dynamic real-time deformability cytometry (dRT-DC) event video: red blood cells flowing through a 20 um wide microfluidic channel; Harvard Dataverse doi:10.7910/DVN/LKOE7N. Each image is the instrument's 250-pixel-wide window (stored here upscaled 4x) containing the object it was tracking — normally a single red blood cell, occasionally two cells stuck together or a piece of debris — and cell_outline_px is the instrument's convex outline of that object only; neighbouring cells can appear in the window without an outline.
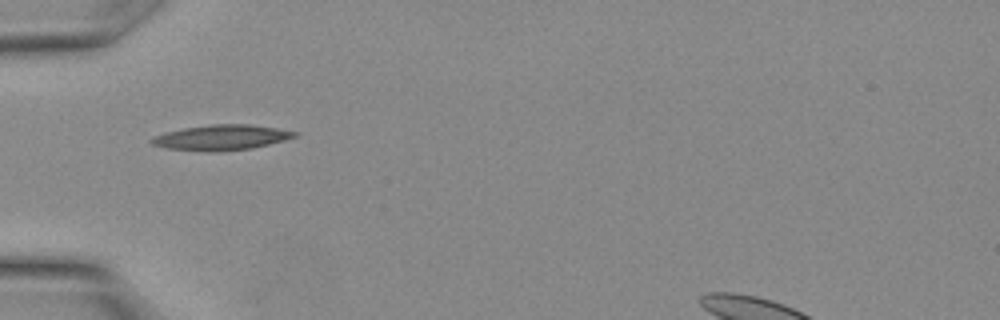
{"species": "Egyptian fruit bat (a non-hibernating species)", "species_latin": "Rousettus aegyptiacus", "temperature_condition": "warm", "stored_images_in_passage": 6, "camera_frame_rate_fps": 3000, "um_per_image_px": 0.085, "animal": {"sex": "female"}, "frame": {"image": 1, "passage_image": 1, "time_ms": 0.0, "image_size_px": [1000, 320], "cell_outline_px": [[300, 132], [296, 136], [284, 140], [252, 148], [216, 152], [208, 152], [164, 148], [152, 144], [148, 140], [164, 132], [184, 128], [212, 124], [248, 124], [276, 128]], "centroid_in_image_um": [18.79, 11.69], "position_along_channel_um": 66.2, "area_um2": 21.1}}
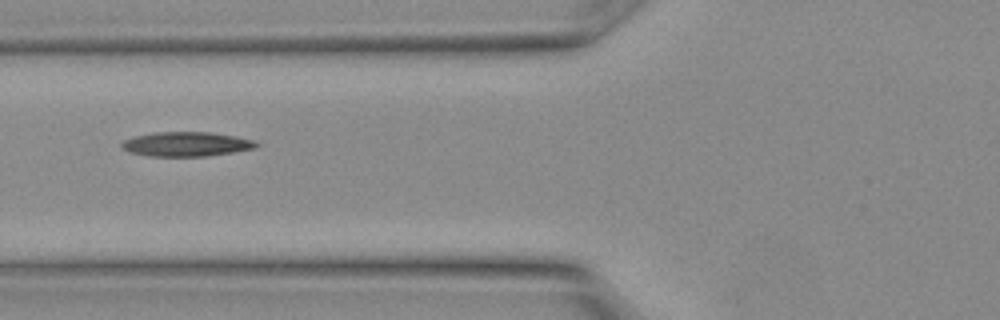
{"frame": {"image": 2, "passage_image": 3, "time_ms": 0.667, "image_size_px": [1000, 320], "cell_outline_px": [[260, 144], [252, 148], [232, 152], [208, 156], [152, 156], [132, 152], [124, 148], [120, 144], [124, 140], [136, 136], [156, 132], [208, 132], [236, 136], [252, 140]], "centroid_in_image_um": [15.85, 12.24], "position_along_channel_um": 109.9, "area_um2": 18.79}}
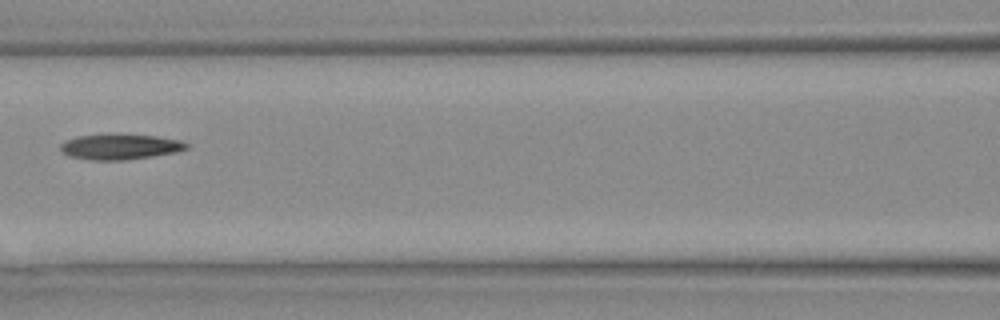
{"frame": {"image": 3, "passage_image": 5, "time_ms": 1.333, "image_size_px": [1000, 320], "cell_outline_px": [[188, 148], [176, 152], [128, 160], [92, 160], [68, 156], [60, 148], [60, 144], [64, 140], [80, 136], [156, 136], [180, 140], [188, 144]], "centroid_in_image_um": [10.21, 12.51], "position_along_channel_um": 156.4, "area_um2": 18.03}}